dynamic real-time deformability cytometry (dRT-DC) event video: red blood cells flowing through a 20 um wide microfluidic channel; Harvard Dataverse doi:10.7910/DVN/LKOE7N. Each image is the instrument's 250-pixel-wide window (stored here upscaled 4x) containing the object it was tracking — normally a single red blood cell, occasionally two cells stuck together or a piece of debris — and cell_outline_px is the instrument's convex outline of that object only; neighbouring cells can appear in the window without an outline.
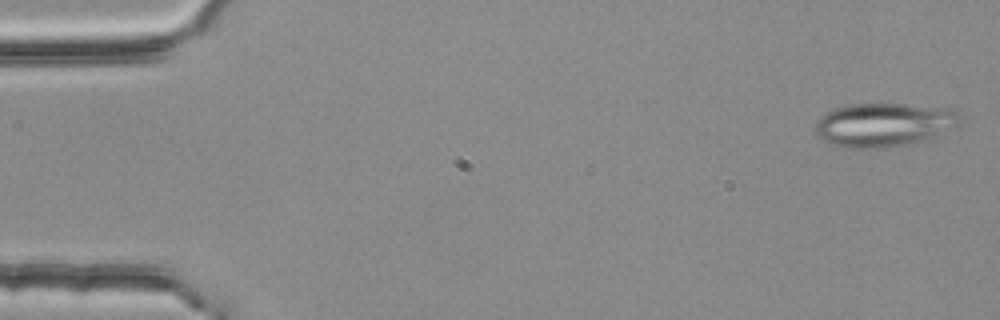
{"species": "common noctule bat (a hibernating species)", "species_latin": "Nyctalus noctula", "temperature_condition": "room temperature", "stored_images_in_passage": 4, "camera_frame_rate_fps": 3000, "um_per_image_px": 0.085, "animal": {"sex": "female", "body_mass_g": 25.1}, "frame": {"image": 1, "passage_image": 1, "time_ms": 0.0, "image_size_px": [1000, 320], "cell_outline_px": [[952, 116], [936, 136], [912, 144], [884, 148], [848, 148], [828, 144], [816, 132], [816, 124], [820, 116], [836, 108], [852, 104], [904, 104], [948, 108], [952, 112]], "centroid_in_image_um": [74.89, 10.63], "position_along_channel_um": 10.1, "area_um2": 35.32}}